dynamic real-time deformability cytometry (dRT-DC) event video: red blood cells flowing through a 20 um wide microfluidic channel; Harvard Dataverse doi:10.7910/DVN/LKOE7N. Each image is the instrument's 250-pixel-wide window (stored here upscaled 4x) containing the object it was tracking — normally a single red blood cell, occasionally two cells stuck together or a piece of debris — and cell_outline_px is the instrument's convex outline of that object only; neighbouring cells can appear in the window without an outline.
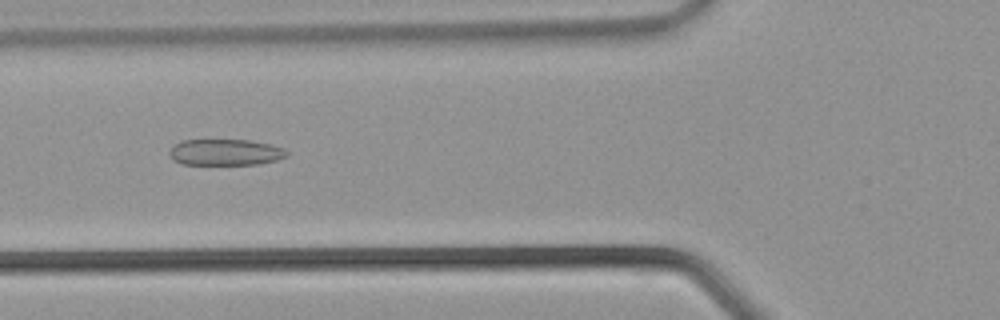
{"species": "common noctule bat (a hibernating species)", "species_latin": "Nyctalus noctula", "temperature_condition": "warm", "stored_images_in_passage": 30, "camera_frame_rate_fps": 3000, "um_per_image_px": 0.085, "animal": {"sex": "male", "body_mass_g": 21.5, "forearm_length_mm": 52.0}, "frame": {"image": 1, "passage_image": 8, "time_ms": 2.333, "image_size_px": [1000, 320], "cell_outline_px": [[288, 156], [276, 160], [260, 164], [180, 164], [172, 160], [168, 152], [180, 140], [248, 140], [272, 144], [284, 148], [288, 152]], "centroid_in_image_um": [19.17, 12.94], "position_along_channel_um": 106.6, "area_um2": 18.03}}
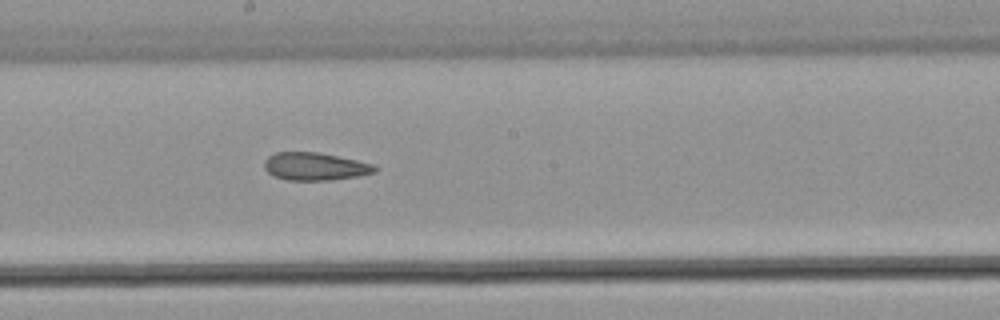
{"frame": {"image": 2, "passage_image": 14, "time_ms": 4.333, "image_size_px": [1000, 320], "cell_outline_px": [[376, 172], [360, 176], [332, 180], [288, 180], [272, 176], [264, 168], [264, 160], [268, 156], [276, 152], [316, 152], [376, 164]], "centroid_in_image_um": [26.77, 14.15], "position_along_channel_um": 221.4, "area_um2": 17.98}}
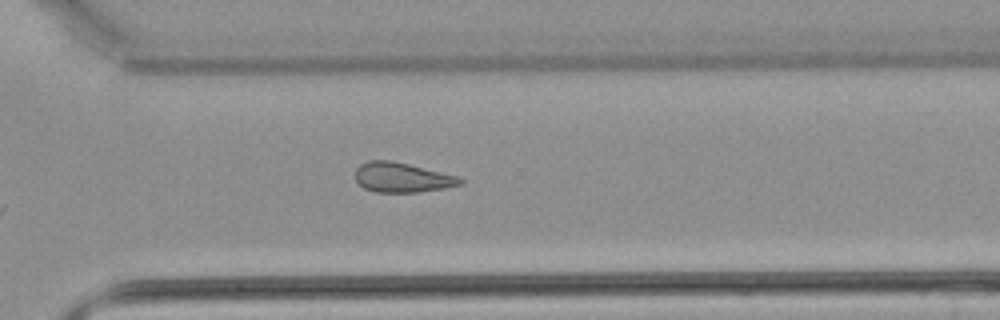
{"frame": {"image": 3, "passage_image": 20, "time_ms": 6.333, "image_size_px": [1000, 320], "cell_outline_px": [[464, 184], [444, 188], [416, 192], [376, 192], [364, 188], [356, 180], [356, 168], [360, 164], [368, 160], [392, 160], [456, 176], [464, 180]], "centroid_in_image_um": [34.16, 15.08], "position_along_channel_um": 336.4, "area_um2": 18.03}}